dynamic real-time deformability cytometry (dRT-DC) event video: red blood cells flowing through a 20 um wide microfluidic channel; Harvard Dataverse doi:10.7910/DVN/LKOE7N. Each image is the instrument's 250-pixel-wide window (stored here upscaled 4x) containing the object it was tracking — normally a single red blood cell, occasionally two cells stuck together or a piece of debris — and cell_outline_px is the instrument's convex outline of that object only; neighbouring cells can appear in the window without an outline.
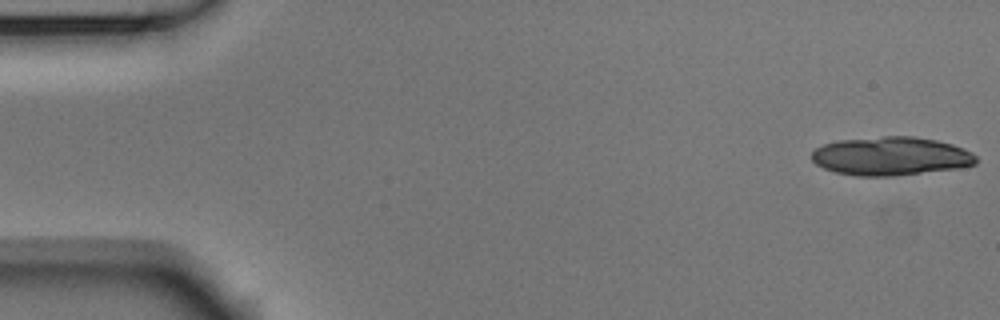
{"species": "Egyptian fruit bat (a non-hibernating species)", "species_latin": "Rousettus aegyptiacus", "temperature_condition": "room temperature", "stored_images_in_passage": 16, "camera_frame_rate_fps": 3000, "um_per_image_px": 0.085, "animal": {"sex": "male"}, "frame": {"image": 1, "passage_image": 1, "time_ms": 0.0, "image_size_px": [1000, 320], "cell_outline_px": [[976, 164], [960, 168], [892, 176], [856, 176], [836, 172], [824, 168], [816, 164], [812, 160], [812, 152], [816, 148], [824, 144], [840, 140], [884, 136], [912, 136], [936, 140], [952, 144], [964, 148], [972, 152], [976, 156]], "centroid_in_image_um": [75.74, 13.27], "position_along_channel_um": 9.3, "area_um2": 36.93}}